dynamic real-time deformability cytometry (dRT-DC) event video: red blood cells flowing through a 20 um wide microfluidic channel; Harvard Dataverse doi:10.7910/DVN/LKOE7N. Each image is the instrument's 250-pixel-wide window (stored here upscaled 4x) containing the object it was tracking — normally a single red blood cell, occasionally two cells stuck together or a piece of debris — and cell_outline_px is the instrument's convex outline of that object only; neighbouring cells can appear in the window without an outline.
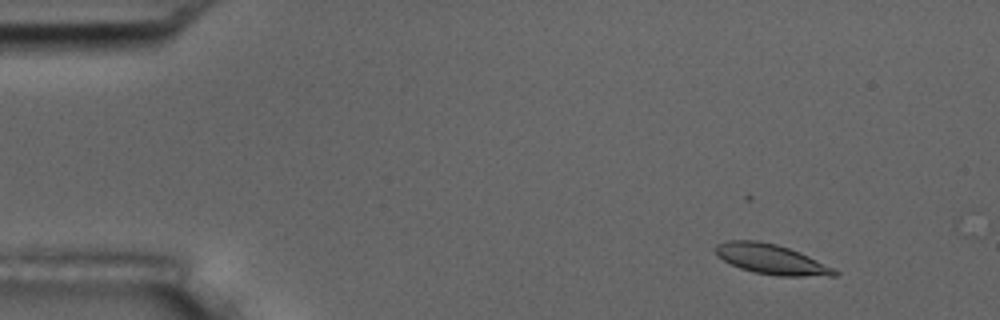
{"species": "common noctule bat (a hibernating species)", "species_latin": "Nyctalus noctula", "temperature_condition": "room temperature", "stored_images_in_passage": 5, "camera_frame_rate_fps": 3000, "um_per_image_px": 0.085, "animal": {"sex": "male", "body_mass_g": 17.5, "forearm_length_mm": 52.3}, "frame": {"image": 1, "passage_image": 2, "time_ms": 1.333, "image_size_px": [1000, 320], "cell_outline_px": [[840, 272], [836, 276], [780, 276], [752, 272], [740, 268], [716, 256], [716, 244], [728, 240], [756, 240], [776, 244], [800, 252]], "centroid_in_image_um": [65.53, 22.03], "position_along_channel_um": 19.5, "area_um2": 20.63}}
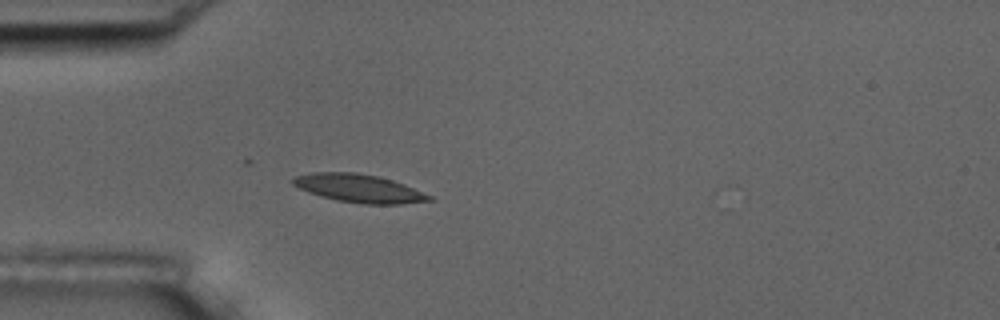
{"frame": {"image": 2, "passage_image": 5, "time_ms": 4.667, "image_size_px": [1000, 320], "cell_outline_px": [[436, 200], [400, 204], [364, 204], [336, 200], [320, 196], [308, 192], [292, 184], [292, 180], [296, 176], [312, 172], [356, 172], [376, 176], [392, 180], [404, 184], [432, 196]], "centroid_in_image_um": [30.53, 16.01], "position_along_channel_um": 54.5, "area_um2": 22.31}}